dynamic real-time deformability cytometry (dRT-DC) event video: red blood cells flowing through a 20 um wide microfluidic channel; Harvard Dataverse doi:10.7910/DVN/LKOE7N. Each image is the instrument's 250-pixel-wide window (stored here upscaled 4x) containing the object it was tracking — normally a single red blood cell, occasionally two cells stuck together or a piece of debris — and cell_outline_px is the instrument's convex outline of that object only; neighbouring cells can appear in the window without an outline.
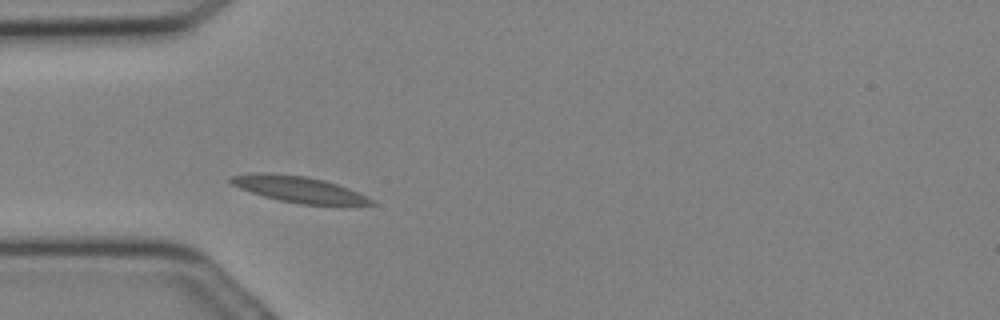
{"species": "Egyptian fruit bat (a non-hibernating species)", "species_latin": "Rousettus aegyptiacus", "temperature_condition": "cold", "stored_images_in_passage": 3, "camera_frame_rate_fps": 3000, "um_per_image_px": 0.085, "animal": {"sex": "female"}, "frame": {"image": 1, "passage_image": 1, "time_ms": 0.0, "image_size_px": [1000, 320], "cell_outline_px": [[376, 204], [300, 204], [280, 200], [264, 196], [240, 188], [232, 184], [228, 180], [228, 176], [260, 172], [268, 172], [304, 176], [324, 180], [348, 188], [368, 196], [376, 200]], "centroid_in_image_um": [25.38, 16.07], "position_along_channel_um": 59.6, "area_um2": 21.15}}
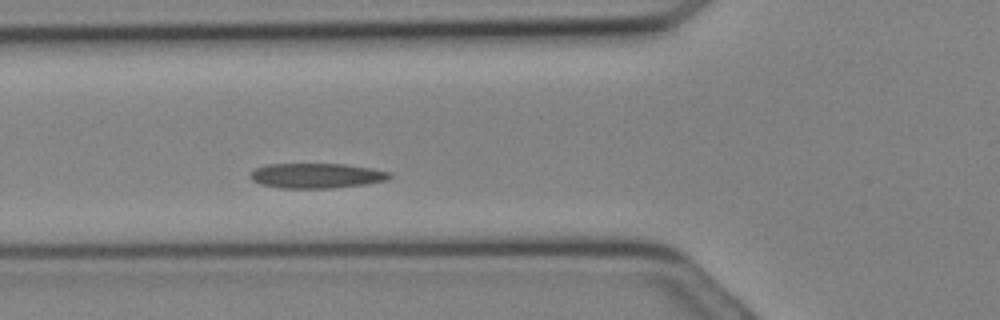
{"frame": {"image": 2, "passage_image": 3, "time_ms": 0.667, "image_size_px": [1000, 320], "cell_outline_px": [[392, 176], [388, 180], [364, 184], [328, 188], [280, 188], [260, 184], [252, 180], [248, 176], [256, 168], [268, 164], [344, 164], [372, 168], [392, 172]], "centroid_in_image_um": [26.91, 14.93], "position_along_channel_um": 98.9, "area_um2": 20.29}}